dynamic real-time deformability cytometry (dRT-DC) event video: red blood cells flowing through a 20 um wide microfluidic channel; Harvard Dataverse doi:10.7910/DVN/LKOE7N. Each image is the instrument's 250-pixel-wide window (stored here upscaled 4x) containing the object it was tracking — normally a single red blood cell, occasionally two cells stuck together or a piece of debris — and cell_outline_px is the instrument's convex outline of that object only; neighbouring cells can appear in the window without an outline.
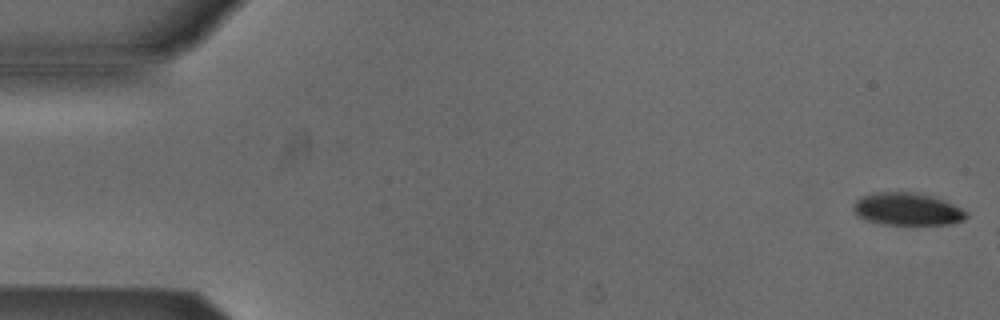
{"species": "Egyptian fruit bat (a non-hibernating species)", "species_latin": "Rousettus aegyptiacus", "temperature_condition": "cold", "stored_images_in_passage": 5, "camera_frame_rate_fps": 3000, "um_per_image_px": 0.085, "animal": {"sex": "male"}, "frame": {"image": 1, "passage_image": 1, "time_ms": 0.0, "image_size_px": [1000, 320], "cell_outline_px": [[968, 216], [964, 220], [952, 224], [884, 224], [868, 220], [856, 216], [852, 212], [852, 204], [860, 196], [876, 192], [920, 192], [944, 200], [968, 212]], "centroid_in_image_um": [77.09, 17.76], "position_along_channel_um": 7.9, "area_um2": 21.62}}